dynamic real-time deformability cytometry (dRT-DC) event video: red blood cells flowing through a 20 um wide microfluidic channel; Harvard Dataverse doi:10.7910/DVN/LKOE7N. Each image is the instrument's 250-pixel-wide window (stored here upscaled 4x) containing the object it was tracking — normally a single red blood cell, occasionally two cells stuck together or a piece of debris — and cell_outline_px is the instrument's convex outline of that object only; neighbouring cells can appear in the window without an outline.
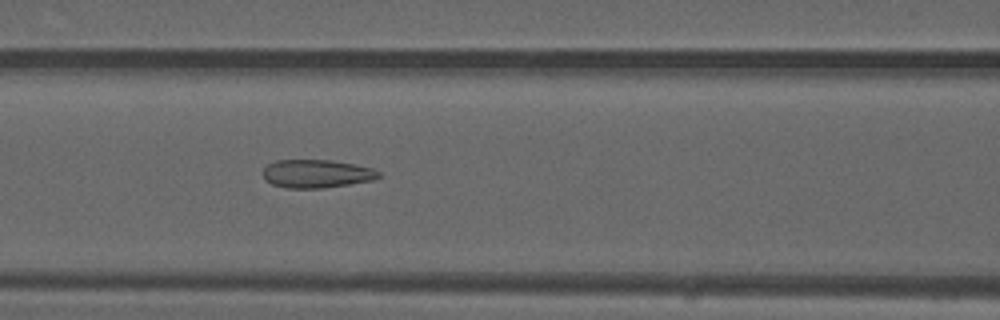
{"species": "common noctule bat (a hibernating species)", "species_latin": "Nyctalus noctula", "temperature_condition": "warm", "stored_images_in_passage": 50, "camera_frame_rate_fps": 3000, "um_per_image_px": 0.085, "animal": {"sex": "male", "forearm_length_mm": 52.5}, "frame": {"image": 1, "passage_image": 22, "time_ms": 7.0, "image_size_px": [1000, 320], "cell_outline_px": [[380, 176], [372, 180], [324, 188], [284, 188], [272, 184], [264, 180], [264, 168], [268, 164], [276, 160], [332, 160], [372, 168], [380, 172]], "centroid_in_image_um": [26.88, 14.77], "position_along_channel_um": 139.7, "area_um2": 18.96}}
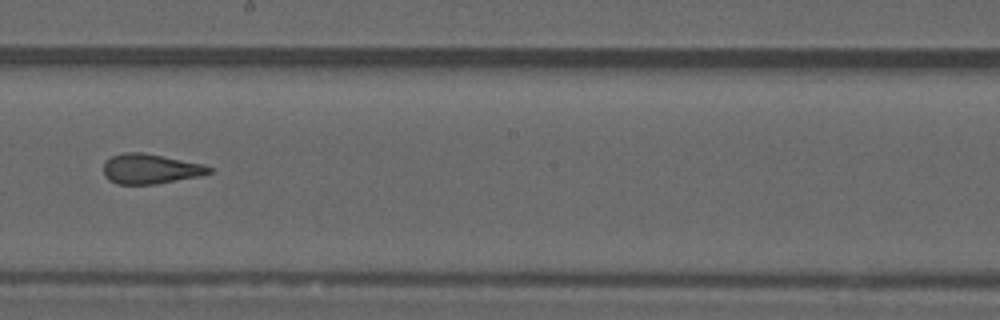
{"frame": {"image": 2, "passage_image": 29, "time_ms": 9.333, "image_size_px": [1000, 320], "cell_outline_px": [[212, 172], [200, 176], [156, 184], [116, 184], [108, 180], [104, 176], [104, 164], [112, 156], [124, 152], [144, 152], [204, 164], [212, 168]], "centroid_in_image_um": [12.79, 14.35], "position_along_channel_um": 235.4, "area_um2": 18.5}}
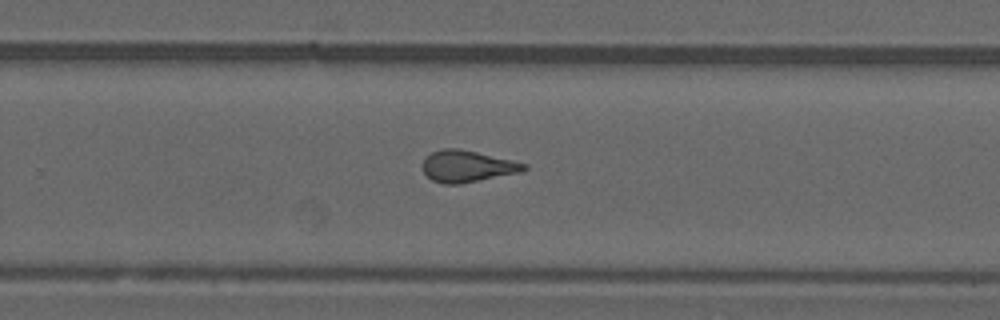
{"frame": {"image": 3, "passage_image": 33, "time_ms": 10.667, "image_size_px": [1000, 320], "cell_outline_px": [[528, 168], [524, 172], [460, 184], [444, 184], [432, 180], [424, 172], [420, 164], [432, 152], [444, 148], [456, 148], [476, 152], [528, 164]], "centroid_in_image_um": [39.73, 14.15], "position_along_channel_um": 290.1, "area_um2": 18.73}, "authors_computed_cell_mechanics": {"area_um2": 19.2474, "velocity_mm_per_s": 4.1174, "shape_relaxation_time_tau1_ms": null, "shape_relaxation_time_tau2_ms": 1.5099, "deformation_change_tau1": null, "deformation_change_tau2": 0.1078}}